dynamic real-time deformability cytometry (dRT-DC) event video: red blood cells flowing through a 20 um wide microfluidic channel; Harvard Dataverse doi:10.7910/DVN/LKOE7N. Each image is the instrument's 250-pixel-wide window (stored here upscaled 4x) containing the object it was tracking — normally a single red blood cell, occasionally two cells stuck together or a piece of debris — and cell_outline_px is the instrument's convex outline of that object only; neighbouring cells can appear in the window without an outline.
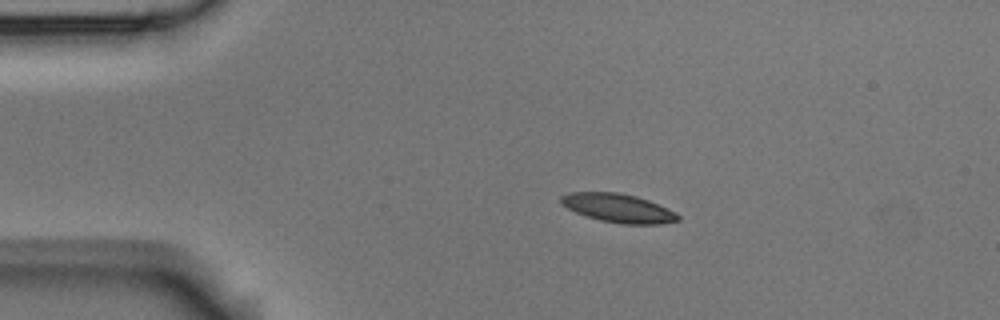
{"species": "Egyptian fruit bat (a non-hibernating species)", "species_latin": "Rousettus aegyptiacus", "temperature_condition": "room temperature", "stored_images_in_passage": 8, "camera_frame_rate_fps": 3000, "um_per_image_px": 0.085, "animal": {"sex": "male"}, "frame": {"image": 1, "passage_image": 1, "time_ms": 0.0, "image_size_px": [1000, 320], "cell_outline_px": [[680, 220], [660, 224], [620, 224], [600, 220], [576, 212], [560, 204], [560, 196], [568, 192], [620, 192], [636, 196], [648, 200], [676, 212], [680, 216]], "centroid_in_image_um": [52.54, 17.68], "position_along_channel_um": 32.5, "area_um2": 19.59}}
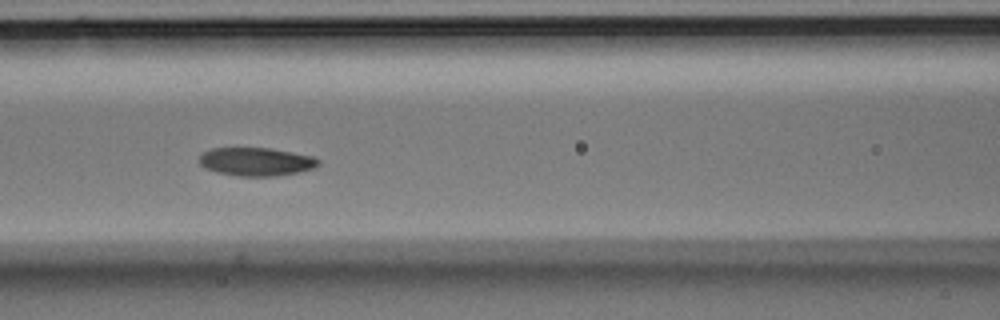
{"frame": {"image": 2, "passage_image": 5, "time_ms": 1.333, "image_size_px": [1000, 320], "cell_outline_px": [[320, 164], [316, 168], [276, 176], [240, 176], [216, 172], [204, 168], [200, 164], [200, 156], [204, 152], [212, 148], [268, 148], [312, 156], [320, 160]], "centroid_in_image_um": [21.78, 13.75], "position_along_channel_um": 144.8, "area_um2": 19.54}}
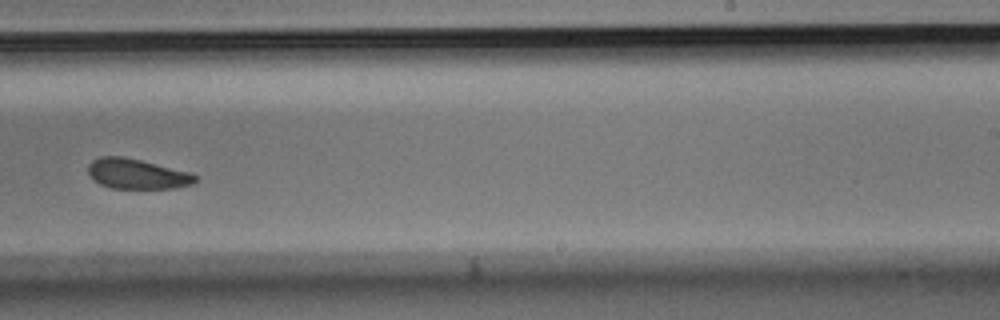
{"frame": {"image": 3, "passage_image": 8, "time_ms": 2.333, "image_size_px": [1000, 320], "cell_outline_px": [[196, 180], [192, 184], [176, 188], [112, 188], [100, 184], [92, 180], [88, 172], [88, 164], [92, 160], [100, 156], [124, 156], [192, 172], [196, 176]], "centroid_in_image_um": [11.63, 14.77], "position_along_channel_um": 277.4, "area_um2": 18.96}}